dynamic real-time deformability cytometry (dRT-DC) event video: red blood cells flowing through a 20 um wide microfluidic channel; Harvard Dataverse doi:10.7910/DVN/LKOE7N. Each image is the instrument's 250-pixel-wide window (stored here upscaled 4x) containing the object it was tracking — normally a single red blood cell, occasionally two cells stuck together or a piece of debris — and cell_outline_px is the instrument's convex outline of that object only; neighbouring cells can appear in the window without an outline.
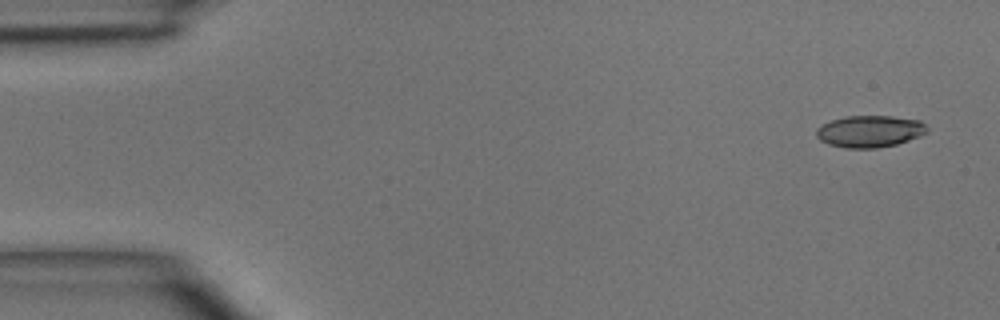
{"species": "common noctule bat (a hibernating species)", "species_latin": "Nyctalus noctula", "temperature_condition": "room temperature", "stored_images_in_passage": 3, "camera_frame_rate_fps": 3000, "um_per_image_px": 0.085, "animal": {"sex": "male", "body_mass_g": 15.6}, "frame": {"image": 1, "passage_image": 1, "time_ms": 0.0, "image_size_px": [1000, 320], "cell_outline_px": [[928, 132], [920, 136], [896, 144], [876, 148], [844, 148], [828, 144], [820, 140], [816, 136], [816, 128], [832, 120], [844, 116], [892, 116], [920, 120], [928, 128]], "centroid_in_image_um": [73.93, 11.16], "position_along_channel_um": 11.1, "area_um2": 20.58}}